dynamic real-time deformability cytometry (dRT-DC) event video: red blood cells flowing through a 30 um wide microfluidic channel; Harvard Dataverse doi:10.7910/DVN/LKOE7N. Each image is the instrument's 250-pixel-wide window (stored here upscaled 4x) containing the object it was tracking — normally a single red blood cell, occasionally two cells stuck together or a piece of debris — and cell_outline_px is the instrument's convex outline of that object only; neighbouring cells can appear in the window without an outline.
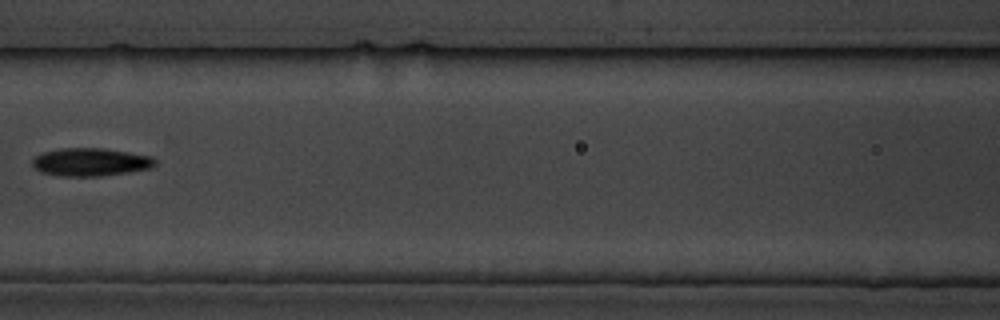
{"species": "common noctule bat (a hibernating species)", "species_latin": "Nyctalus noctula", "temperature_condition": "cold", "stored_images_in_passage": 11, "camera_frame_rate_fps": 3000, "um_per_image_px": 0.085, "animal": {"sex": "male", "body_mass_g": 19.5, "forearm_length_mm": 54.6}, "frame": {"image": 1, "passage_image": 7, "time_ms": 8.0, "image_size_px": [1000, 320], "cell_outline_px": [[156, 164], [148, 168], [128, 172], [100, 176], [56, 176], [40, 172], [32, 164], [32, 160], [36, 156], [44, 152], [60, 148], [104, 148], [152, 156], [156, 160]], "centroid_in_image_um": [7.68, 13.77], "position_along_channel_um": 158.9, "area_um2": 20.0}}
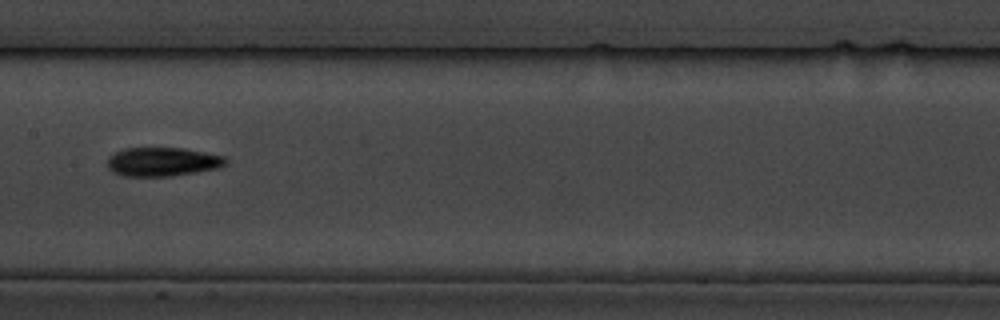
{"frame": {"image": 2, "passage_image": 8, "time_ms": 9.0, "image_size_px": [1000, 320], "cell_outline_px": [[228, 164], [220, 168], [172, 176], [124, 176], [112, 172], [108, 168], [108, 160], [116, 152], [124, 148], [184, 148], [224, 156], [228, 160]], "centroid_in_image_um": [13.86, 13.76], "position_along_channel_um": 193.5, "area_um2": 19.94}}
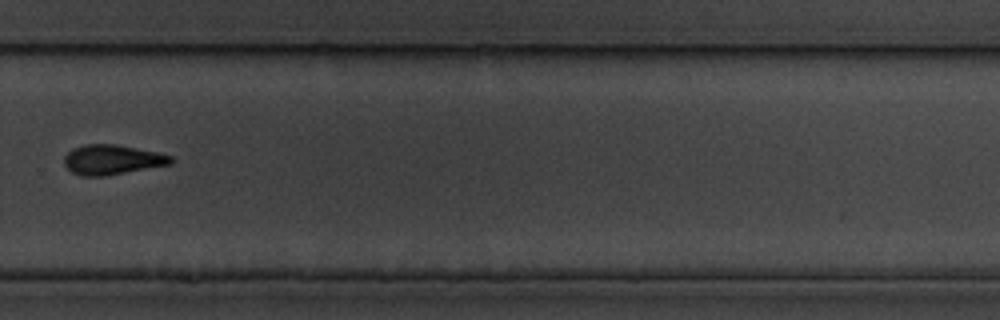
{"frame": {"image": 3, "passage_image": 11, "time_ms": 12.667, "image_size_px": [1000, 320], "cell_outline_px": [[176, 160], [172, 164], [104, 176], [80, 176], [72, 172], [64, 164], [64, 156], [72, 148], [84, 144], [116, 144], [160, 152], [172, 156]], "centroid_in_image_um": [9.56, 13.56], "position_along_channel_um": 320.2, "area_um2": 18.79}}